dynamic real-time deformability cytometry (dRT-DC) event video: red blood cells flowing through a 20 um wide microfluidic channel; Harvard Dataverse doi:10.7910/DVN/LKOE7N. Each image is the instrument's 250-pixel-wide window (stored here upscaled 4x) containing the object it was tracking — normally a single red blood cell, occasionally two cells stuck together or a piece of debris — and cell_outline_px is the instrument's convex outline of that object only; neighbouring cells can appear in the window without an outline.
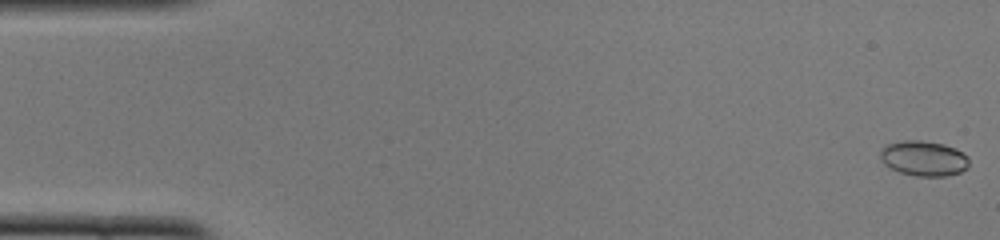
{"species": "common noctule bat (a hibernating species)", "species_latin": "Nyctalus noctula", "temperature_condition": "cold", "stored_images_in_passage": 16, "camera_frame_rate_fps": 3000, "um_per_image_px": 0.085, "animal": {"sex": "female", "body_mass_g": 22.0, "forearm_length_mm": 56.7}, "frame": {"image": 1, "passage_image": 1, "time_ms": 0.0, "image_size_px": [1000, 240], "cell_outline_px": [[968, 168], [960, 172], [944, 176], [916, 176], [900, 172], [884, 164], [880, 160], [880, 148], [888, 144], [900, 140], [920, 140], [944, 144], [956, 148], [968, 156]], "centroid_in_image_um": [78.5, 13.45], "position_along_channel_um": 6.5, "area_um2": 18.32}}
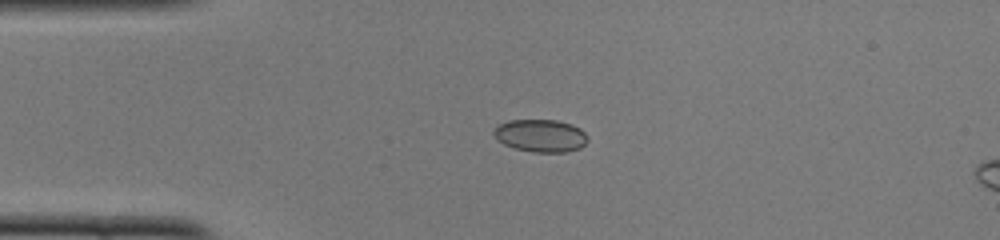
{"frame": {"image": 2, "passage_image": 12, "time_ms": 3.667, "image_size_px": [1000, 240], "cell_outline_px": [[588, 140], [580, 148], [568, 152], [532, 152], [516, 148], [504, 144], [496, 140], [492, 132], [496, 124], [508, 120], [556, 120], [572, 124], [580, 128], [588, 136]], "centroid_in_image_um": [45.93, 11.52], "position_along_channel_um": 39.1, "area_um2": 18.09}}